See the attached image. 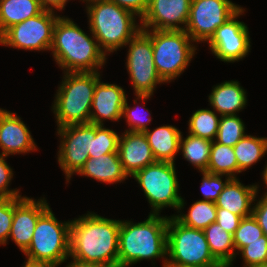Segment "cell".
Here are the masks:
<instances>
[{"mask_svg": "<svg viewBox=\"0 0 267 267\" xmlns=\"http://www.w3.org/2000/svg\"><path fill=\"white\" fill-rule=\"evenodd\" d=\"M120 220L89 212L71 220L69 257L118 267Z\"/></svg>", "mask_w": 267, "mask_h": 267, "instance_id": "6da1fadb", "label": "cell"}, {"mask_svg": "<svg viewBox=\"0 0 267 267\" xmlns=\"http://www.w3.org/2000/svg\"><path fill=\"white\" fill-rule=\"evenodd\" d=\"M91 36L70 18L58 17L50 51L64 72H98L104 66L107 55L92 33Z\"/></svg>", "mask_w": 267, "mask_h": 267, "instance_id": "7a4b0ae2", "label": "cell"}, {"mask_svg": "<svg viewBox=\"0 0 267 267\" xmlns=\"http://www.w3.org/2000/svg\"><path fill=\"white\" fill-rule=\"evenodd\" d=\"M167 223V216L151 213L143 222L120 220L118 267H128L144 259L167 261Z\"/></svg>", "mask_w": 267, "mask_h": 267, "instance_id": "3957f363", "label": "cell"}, {"mask_svg": "<svg viewBox=\"0 0 267 267\" xmlns=\"http://www.w3.org/2000/svg\"><path fill=\"white\" fill-rule=\"evenodd\" d=\"M52 106L57 128L90 123L91 105L99 72H63Z\"/></svg>", "mask_w": 267, "mask_h": 267, "instance_id": "277c9868", "label": "cell"}, {"mask_svg": "<svg viewBox=\"0 0 267 267\" xmlns=\"http://www.w3.org/2000/svg\"><path fill=\"white\" fill-rule=\"evenodd\" d=\"M86 8L90 33L106 55L126 46L141 29L133 12L110 0L95 2Z\"/></svg>", "mask_w": 267, "mask_h": 267, "instance_id": "5b68a950", "label": "cell"}, {"mask_svg": "<svg viewBox=\"0 0 267 267\" xmlns=\"http://www.w3.org/2000/svg\"><path fill=\"white\" fill-rule=\"evenodd\" d=\"M143 30L152 41L153 60L159 76L166 83L175 80L195 55L194 41L185 30Z\"/></svg>", "mask_w": 267, "mask_h": 267, "instance_id": "8992f818", "label": "cell"}, {"mask_svg": "<svg viewBox=\"0 0 267 267\" xmlns=\"http://www.w3.org/2000/svg\"><path fill=\"white\" fill-rule=\"evenodd\" d=\"M167 261L189 267H224L212 255L204 231L187 227L174 216L167 223Z\"/></svg>", "mask_w": 267, "mask_h": 267, "instance_id": "52a82bcc", "label": "cell"}, {"mask_svg": "<svg viewBox=\"0 0 267 267\" xmlns=\"http://www.w3.org/2000/svg\"><path fill=\"white\" fill-rule=\"evenodd\" d=\"M176 174L175 163L156 161L132 176L141 186L152 208L151 214H159L165 207L178 211L184 208Z\"/></svg>", "mask_w": 267, "mask_h": 267, "instance_id": "ba28073f", "label": "cell"}, {"mask_svg": "<svg viewBox=\"0 0 267 267\" xmlns=\"http://www.w3.org/2000/svg\"><path fill=\"white\" fill-rule=\"evenodd\" d=\"M71 221L60 222L49 207L38 219L26 258L61 265L70 253Z\"/></svg>", "mask_w": 267, "mask_h": 267, "instance_id": "9c48e42d", "label": "cell"}, {"mask_svg": "<svg viewBox=\"0 0 267 267\" xmlns=\"http://www.w3.org/2000/svg\"><path fill=\"white\" fill-rule=\"evenodd\" d=\"M129 45L126 68L130 76L137 100H148L157 84L165 83L159 76L153 60V48L150 36L140 29L138 33L126 43Z\"/></svg>", "mask_w": 267, "mask_h": 267, "instance_id": "30bf717a", "label": "cell"}, {"mask_svg": "<svg viewBox=\"0 0 267 267\" xmlns=\"http://www.w3.org/2000/svg\"><path fill=\"white\" fill-rule=\"evenodd\" d=\"M54 13L43 10L40 14L11 26L0 36V45L30 51H50L54 25L59 17Z\"/></svg>", "mask_w": 267, "mask_h": 267, "instance_id": "8fae6325", "label": "cell"}, {"mask_svg": "<svg viewBox=\"0 0 267 267\" xmlns=\"http://www.w3.org/2000/svg\"><path fill=\"white\" fill-rule=\"evenodd\" d=\"M240 8L230 0H191L185 31L194 42H208Z\"/></svg>", "mask_w": 267, "mask_h": 267, "instance_id": "7c38bea8", "label": "cell"}, {"mask_svg": "<svg viewBox=\"0 0 267 267\" xmlns=\"http://www.w3.org/2000/svg\"><path fill=\"white\" fill-rule=\"evenodd\" d=\"M62 139L58 150V163L64 171L67 183L79 172L92 153V139L96 137L95 124H78L57 128Z\"/></svg>", "mask_w": 267, "mask_h": 267, "instance_id": "4fadbf2b", "label": "cell"}, {"mask_svg": "<svg viewBox=\"0 0 267 267\" xmlns=\"http://www.w3.org/2000/svg\"><path fill=\"white\" fill-rule=\"evenodd\" d=\"M244 11L241 7L207 42L212 53L223 62L233 63L242 60L250 52L248 27L244 22L236 20Z\"/></svg>", "mask_w": 267, "mask_h": 267, "instance_id": "5bb4252c", "label": "cell"}, {"mask_svg": "<svg viewBox=\"0 0 267 267\" xmlns=\"http://www.w3.org/2000/svg\"><path fill=\"white\" fill-rule=\"evenodd\" d=\"M190 4L191 0H150L145 14L139 20L141 29L185 30Z\"/></svg>", "mask_w": 267, "mask_h": 267, "instance_id": "9a60e30c", "label": "cell"}, {"mask_svg": "<svg viewBox=\"0 0 267 267\" xmlns=\"http://www.w3.org/2000/svg\"><path fill=\"white\" fill-rule=\"evenodd\" d=\"M45 198L32 199L27 196L13 198V221L8 238L25 252L32 240L39 217L49 208Z\"/></svg>", "mask_w": 267, "mask_h": 267, "instance_id": "2e32d148", "label": "cell"}, {"mask_svg": "<svg viewBox=\"0 0 267 267\" xmlns=\"http://www.w3.org/2000/svg\"><path fill=\"white\" fill-rule=\"evenodd\" d=\"M0 149L2 155L25 154L37 147L31 132L16 113L0 108Z\"/></svg>", "mask_w": 267, "mask_h": 267, "instance_id": "e0dca14e", "label": "cell"}, {"mask_svg": "<svg viewBox=\"0 0 267 267\" xmlns=\"http://www.w3.org/2000/svg\"><path fill=\"white\" fill-rule=\"evenodd\" d=\"M127 97L122 87L116 84L96 83L91 105L90 124L104 125L107 119L118 121L122 119V110Z\"/></svg>", "mask_w": 267, "mask_h": 267, "instance_id": "ac0fdd59", "label": "cell"}, {"mask_svg": "<svg viewBox=\"0 0 267 267\" xmlns=\"http://www.w3.org/2000/svg\"><path fill=\"white\" fill-rule=\"evenodd\" d=\"M118 153L123 170L130 177L156 162L143 132L125 131L122 133L118 141Z\"/></svg>", "mask_w": 267, "mask_h": 267, "instance_id": "d6986e66", "label": "cell"}, {"mask_svg": "<svg viewBox=\"0 0 267 267\" xmlns=\"http://www.w3.org/2000/svg\"><path fill=\"white\" fill-rule=\"evenodd\" d=\"M259 185H243L238 178H232L222 190L215 202L216 207L224 208L233 214L245 218L252 215Z\"/></svg>", "mask_w": 267, "mask_h": 267, "instance_id": "ffe728a7", "label": "cell"}, {"mask_svg": "<svg viewBox=\"0 0 267 267\" xmlns=\"http://www.w3.org/2000/svg\"><path fill=\"white\" fill-rule=\"evenodd\" d=\"M208 99L212 109L220 116L236 115L247 105L245 89L233 80L213 86Z\"/></svg>", "mask_w": 267, "mask_h": 267, "instance_id": "44dd1931", "label": "cell"}, {"mask_svg": "<svg viewBox=\"0 0 267 267\" xmlns=\"http://www.w3.org/2000/svg\"><path fill=\"white\" fill-rule=\"evenodd\" d=\"M77 174L108 184L121 183L128 177L118 152L104 154L98 158L89 157Z\"/></svg>", "mask_w": 267, "mask_h": 267, "instance_id": "7402d4cb", "label": "cell"}, {"mask_svg": "<svg viewBox=\"0 0 267 267\" xmlns=\"http://www.w3.org/2000/svg\"><path fill=\"white\" fill-rule=\"evenodd\" d=\"M151 147L156 161L175 162L179 153V143L182 132L173 125H163L143 132Z\"/></svg>", "mask_w": 267, "mask_h": 267, "instance_id": "603a6c76", "label": "cell"}, {"mask_svg": "<svg viewBox=\"0 0 267 267\" xmlns=\"http://www.w3.org/2000/svg\"><path fill=\"white\" fill-rule=\"evenodd\" d=\"M43 10L39 0H0V36L11 26Z\"/></svg>", "mask_w": 267, "mask_h": 267, "instance_id": "cb8c5ba5", "label": "cell"}, {"mask_svg": "<svg viewBox=\"0 0 267 267\" xmlns=\"http://www.w3.org/2000/svg\"><path fill=\"white\" fill-rule=\"evenodd\" d=\"M212 255L224 266L233 265L238 254L235 252L233 235L225 231L217 222L211 223L204 230Z\"/></svg>", "mask_w": 267, "mask_h": 267, "instance_id": "d4e9b609", "label": "cell"}, {"mask_svg": "<svg viewBox=\"0 0 267 267\" xmlns=\"http://www.w3.org/2000/svg\"><path fill=\"white\" fill-rule=\"evenodd\" d=\"M239 173L245 172L267 153V137L245 135L233 147Z\"/></svg>", "mask_w": 267, "mask_h": 267, "instance_id": "484cf974", "label": "cell"}, {"mask_svg": "<svg viewBox=\"0 0 267 267\" xmlns=\"http://www.w3.org/2000/svg\"><path fill=\"white\" fill-rule=\"evenodd\" d=\"M181 134L179 151L183 158L195 166L199 172H205L208 168L212 141L189 134L183 138Z\"/></svg>", "mask_w": 267, "mask_h": 267, "instance_id": "4316f807", "label": "cell"}, {"mask_svg": "<svg viewBox=\"0 0 267 267\" xmlns=\"http://www.w3.org/2000/svg\"><path fill=\"white\" fill-rule=\"evenodd\" d=\"M206 171L213 174L237 178L236 173H239V168L233 147L219 144L215 140L212 141L210 158Z\"/></svg>", "mask_w": 267, "mask_h": 267, "instance_id": "83f0119b", "label": "cell"}, {"mask_svg": "<svg viewBox=\"0 0 267 267\" xmlns=\"http://www.w3.org/2000/svg\"><path fill=\"white\" fill-rule=\"evenodd\" d=\"M187 214L173 215L183 225L204 230L211 223L216 222L217 207L214 202L199 200L189 207Z\"/></svg>", "mask_w": 267, "mask_h": 267, "instance_id": "f1b7e54d", "label": "cell"}, {"mask_svg": "<svg viewBox=\"0 0 267 267\" xmlns=\"http://www.w3.org/2000/svg\"><path fill=\"white\" fill-rule=\"evenodd\" d=\"M220 117L210 109L196 110L188 122L189 134L211 141L216 139Z\"/></svg>", "mask_w": 267, "mask_h": 267, "instance_id": "f546056e", "label": "cell"}, {"mask_svg": "<svg viewBox=\"0 0 267 267\" xmlns=\"http://www.w3.org/2000/svg\"><path fill=\"white\" fill-rule=\"evenodd\" d=\"M245 124L237 115L221 116L215 141L234 147L245 134Z\"/></svg>", "mask_w": 267, "mask_h": 267, "instance_id": "4dcf8cb0", "label": "cell"}, {"mask_svg": "<svg viewBox=\"0 0 267 267\" xmlns=\"http://www.w3.org/2000/svg\"><path fill=\"white\" fill-rule=\"evenodd\" d=\"M254 241H267V236L259 226L253 215L242 218L238 228L233 234V242L235 251L238 252Z\"/></svg>", "mask_w": 267, "mask_h": 267, "instance_id": "1f68e13d", "label": "cell"}, {"mask_svg": "<svg viewBox=\"0 0 267 267\" xmlns=\"http://www.w3.org/2000/svg\"><path fill=\"white\" fill-rule=\"evenodd\" d=\"M119 137L113 129L96 125V137L92 139V153H89V157L98 158L104 154L118 152Z\"/></svg>", "mask_w": 267, "mask_h": 267, "instance_id": "d6a6232c", "label": "cell"}, {"mask_svg": "<svg viewBox=\"0 0 267 267\" xmlns=\"http://www.w3.org/2000/svg\"><path fill=\"white\" fill-rule=\"evenodd\" d=\"M203 178L201 183V191L204 196V201L216 202L218 196L225 188L227 183L232 179L229 176L225 175V181L223 182L221 174H213L207 171L202 172Z\"/></svg>", "mask_w": 267, "mask_h": 267, "instance_id": "836d02e7", "label": "cell"}, {"mask_svg": "<svg viewBox=\"0 0 267 267\" xmlns=\"http://www.w3.org/2000/svg\"><path fill=\"white\" fill-rule=\"evenodd\" d=\"M241 253L244 267H253L267 263V241H254L244 246Z\"/></svg>", "mask_w": 267, "mask_h": 267, "instance_id": "e575fe53", "label": "cell"}, {"mask_svg": "<svg viewBox=\"0 0 267 267\" xmlns=\"http://www.w3.org/2000/svg\"><path fill=\"white\" fill-rule=\"evenodd\" d=\"M139 109L140 108L137 107H130L126 99L122 110V117L126 119L129 129L125 131L144 132L149 129L147 125L151 122L152 118H150L151 116H149L148 118H146L147 120H145L146 116H144V114H148L149 110L146 108L147 113L143 112L144 114H140Z\"/></svg>", "mask_w": 267, "mask_h": 267, "instance_id": "d590c367", "label": "cell"}, {"mask_svg": "<svg viewBox=\"0 0 267 267\" xmlns=\"http://www.w3.org/2000/svg\"><path fill=\"white\" fill-rule=\"evenodd\" d=\"M13 221V198H0V245H6Z\"/></svg>", "mask_w": 267, "mask_h": 267, "instance_id": "8d00e7d4", "label": "cell"}, {"mask_svg": "<svg viewBox=\"0 0 267 267\" xmlns=\"http://www.w3.org/2000/svg\"><path fill=\"white\" fill-rule=\"evenodd\" d=\"M6 157L0 154V198L21 197L18 189H8L13 177V170L5 161Z\"/></svg>", "mask_w": 267, "mask_h": 267, "instance_id": "74e56055", "label": "cell"}, {"mask_svg": "<svg viewBox=\"0 0 267 267\" xmlns=\"http://www.w3.org/2000/svg\"><path fill=\"white\" fill-rule=\"evenodd\" d=\"M217 217L216 222L230 234H234L235 230L238 228L241 221L239 215L233 214L227 209L217 207Z\"/></svg>", "mask_w": 267, "mask_h": 267, "instance_id": "f35d334b", "label": "cell"}, {"mask_svg": "<svg viewBox=\"0 0 267 267\" xmlns=\"http://www.w3.org/2000/svg\"><path fill=\"white\" fill-rule=\"evenodd\" d=\"M255 201L257 203H254L252 215L267 236V193H264L259 201L257 199Z\"/></svg>", "mask_w": 267, "mask_h": 267, "instance_id": "ab89813d", "label": "cell"}, {"mask_svg": "<svg viewBox=\"0 0 267 267\" xmlns=\"http://www.w3.org/2000/svg\"><path fill=\"white\" fill-rule=\"evenodd\" d=\"M116 3L119 7L125 8L133 12L137 17L141 19L145 14L150 0H110Z\"/></svg>", "mask_w": 267, "mask_h": 267, "instance_id": "60d3db41", "label": "cell"}, {"mask_svg": "<svg viewBox=\"0 0 267 267\" xmlns=\"http://www.w3.org/2000/svg\"><path fill=\"white\" fill-rule=\"evenodd\" d=\"M42 8L48 11L64 10L68 0H39Z\"/></svg>", "mask_w": 267, "mask_h": 267, "instance_id": "b9f144b4", "label": "cell"}, {"mask_svg": "<svg viewBox=\"0 0 267 267\" xmlns=\"http://www.w3.org/2000/svg\"><path fill=\"white\" fill-rule=\"evenodd\" d=\"M25 262L26 263L22 267H58V264L45 260L27 258Z\"/></svg>", "mask_w": 267, "mask_h": 267, "instance_id": "7bdbcfd3", "label": "cell"}, {"mask_svg": "<svg viewBox=\"0 0 267 267\" xmlns=\"http://www.w3.org/2000/svg\"><path fill=\"white\" fill-rule=\"evenodd\" d=\"M70 263L66 265V267H107L105 265L97 264V263H90L84 262L77 259H72Z\"/></svg>", "mask_w": 267, "mask_h": 267, "instance_id": "ee69618b", "label": "cell"}, {"mask_svg": "<svg viewBox=\"0 0 267 267\" xmlns=\"http://www.w3.org/2000/svg\"><path fill=\"white\" fill-rule=\"evenodd\" d=\"M163 267H189V266L178 265V264H175L173 262L165 261L163 263Z\"/></svg>", "mask_w": 267, "mask_h": 267, "instance_id": "f6af8a7d", "label": "cell"}, {"mask_svg": "<svg viewBox=\"0 0 267 267\" xmlns=\"http://www.w3.org/2000/svg\"><path fill=\"white\" fill-rule=\"evenodd\" d=\"M262 179L264 181V184L267 186V164L266 166L264 167V170L262 171ZM267 193V192H265Z\"/></svg>", "mask_w": 267, "mask_h": 267, "instance_id": "bcb514c9", "label": "cell"}, {"mask_svg": "<svg viewBox=\"0 0 267 267\" xmlns=\"http://www.w3.org/2000/svg\"><path fill=\"white\" fill-rule=\"evenodd\" d=\"M80 1H83V2H86V6L92 4V3H95V2H101V1H105V0H80Z\"/></svg>", "mask_w": 267, "mask_h": 267, "instance_id": "7dc6e473", "label": "cell"}, {"mask_svg": "<svg viewBox=\"0 0 267 267\" xmlns=\"http://www.w3.org/2000/svg\"><path fill=\"white\" fill-rule=\"evenodd\" d=\"M253 267H267V263L256 265V266H253Z\"/></svg>", "mask_w": 267, "mask_h": 267, "instance_id": "c3c4849f", "label": "cell"}]
</instances>
